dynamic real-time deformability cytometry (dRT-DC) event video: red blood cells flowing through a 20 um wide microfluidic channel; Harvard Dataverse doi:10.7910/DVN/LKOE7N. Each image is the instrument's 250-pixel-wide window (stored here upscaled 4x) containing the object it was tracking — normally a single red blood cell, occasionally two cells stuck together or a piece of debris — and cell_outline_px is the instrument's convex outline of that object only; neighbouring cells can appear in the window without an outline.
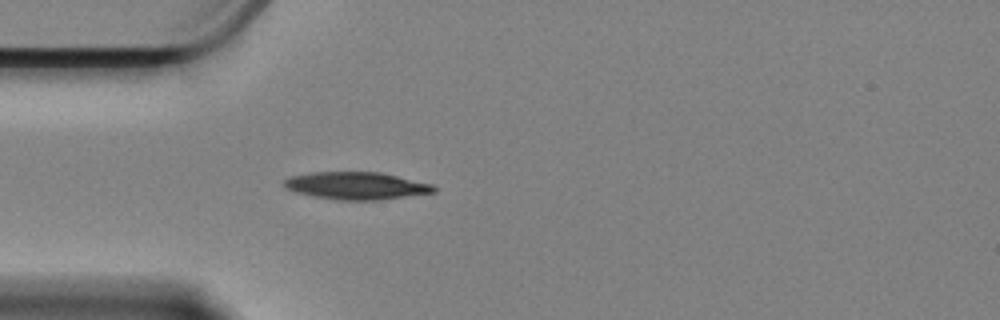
{"species": "Egyptian fruit bat (a non-hibernating species)", "species_latin": "Rousettus aegyptiacus", "temperature_condition": "cold", "stored_images_in_passage": 32, "camera_frame_rate_fps": 3000, "um_per_image_px": 0.085, "animal": {"sex": "female"}, "frame": {"image": 1, "passage_image": 1, "time_ms": 0.0, "image_size_px": [1000, 320], "cell_outline_px": [[436, 192], [380, 200], [336, 200], [296, 192], [288, 188], [284, 184], [284, 180], [292, 176], [312, 172], [380, 172], [432, 184], [436, 188]], "centroid_in_image_um": [30.33, 15.79], "position_along_channel_um": 54.7, "area_um2": 23.7}}
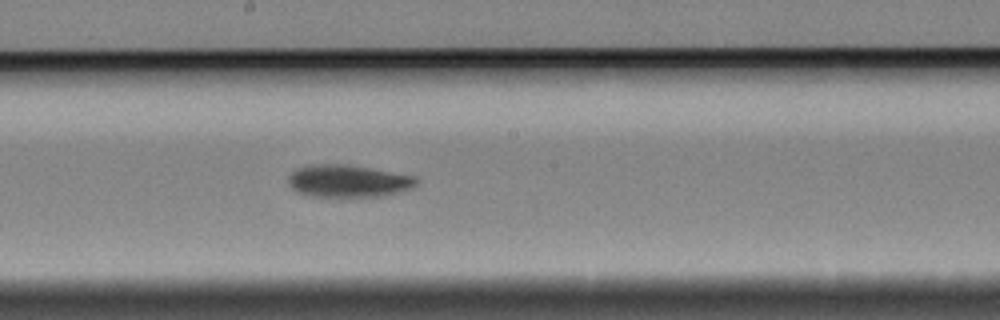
{"frame": {"image": 2, "passage_image": 16, "time_ms": 5.0, "image_size_px": [1000, 320], "cell_outline_px": [[416, 184], [412, 188], [384, 196], [308, 196], [296, 192], [288, 184], [288, 176], [296, 168], [308, 164], [348, 164], [416, 176]], "centroid_in_image_um": [29.55, 15.38], "position_along_channel_um": 218.7, "area_um2": 24.28}}
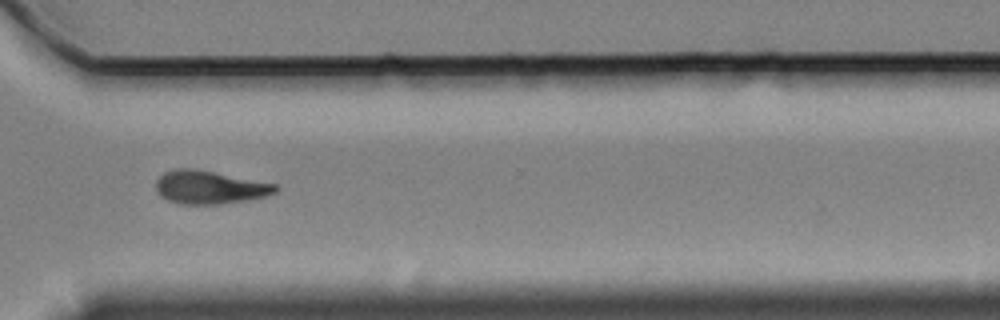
{"frame": {"image": 3, "passage_image": 28, "time_ms": 9.0, "image_size_px": [1000, 320], "cell_outline_px": [[280, 188], [276, 192], [264, 196], [248, 200], [220, 204], [180, 204], [168, 200], [160, 196], [156, 192], [156, 180], [164, 172], [176, 168], [192, 168], [276, 184]], "centroid_in_image_um": [17.79, 15.92], "position_along_channel_um": 352.8, "area_um2": 23.06}, "authors_computed_cell_mechanics": {"area_um2": 23.6113, "velocity_mm_per_s": 3.3517, "shape_relaxation_time_tau1_ms": 2.8502, "shape_relaxation_time_tau2_ms": null, "deformation_change_tau1": 0.1203, "deformation_change_tau2": null}}